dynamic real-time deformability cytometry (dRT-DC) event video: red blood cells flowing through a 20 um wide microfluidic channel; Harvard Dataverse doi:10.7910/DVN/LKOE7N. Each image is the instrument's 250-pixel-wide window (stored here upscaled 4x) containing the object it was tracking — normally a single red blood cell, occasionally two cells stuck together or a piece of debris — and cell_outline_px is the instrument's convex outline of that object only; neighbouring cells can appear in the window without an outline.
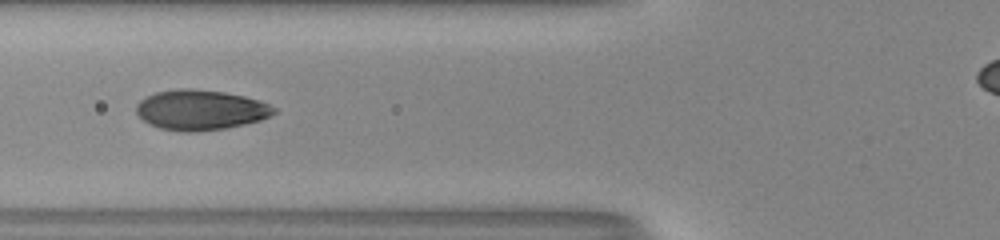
{"species": "human", "species_latin": "Homo sapiens", "temperature_condition": "room temperature", "stored_images_in_passage": 46, "camera_frame_rate_fps": 3000, "um_per_image_px": 0.085, "donor": {"sex": "male"}, "frame": {"image": 1, "passage_image": 22, "time_ms": 7.0, "image_size_px": [1000, 240], "cell_outline_px": [[276, 112], [260, 120], [244, 124], [224, 128], [196, 132], [180, 132], [160, 128], [148, 124], [136, 112], [136, 104], [140, 100], [156, 92], [180, 88], [188, 88], [224, 92], [244, 96], [260, 100], [276, 108]], "centroid_in_image_um": [17.03, 9.35], "position_along_channel_um": 108.8, "area_um2": 32.14}}
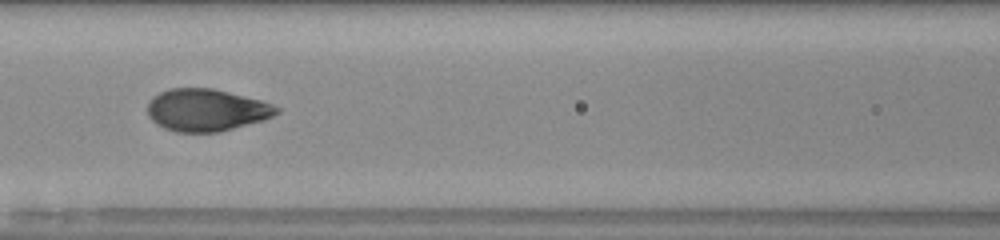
{"frame": {"image": 2, "passage_image": 25, "time_ms": 8.0, "image_size_px": [1000, 240], "cell_outline_px": [[280, 112], [264, 120], [216, 132], [176, 132], [164, 128], [156, 124], [148, 116], [148, 100], [152, 96], [168, 88], [212, 88], [260, 100], [272, 104], [280, 108]], "centroid_in_image_um": [17.51, 9.35], "position_along_channel_um": 149.1, "area_um2": 31.73}}
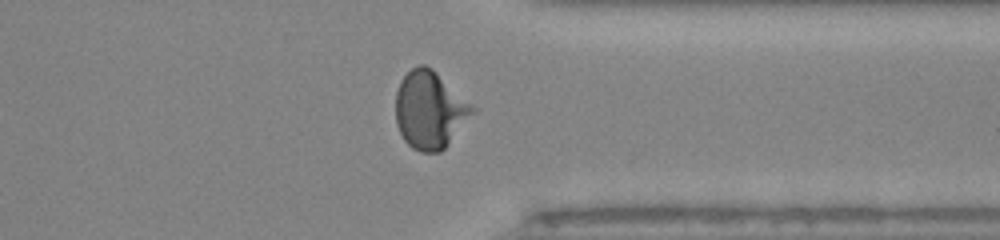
{"frame": {"image": 3, "passage_image": 42, "time_ms": 13.667, "image_size_px": [1000, 240], "cell_outline_px": [[476, 112], [448, 144], [440, 152], [420, 152], [412, 148], [404, 140], [396, 124], [396, 92], [400, 80], [412, 68], [420, 64], [424, 64], [432, 68], [472, 104], [476, 108]], "centroid_in_image_um": [36.54, 9.35], "position_along_channel_um": 374.9, "area_um2": 34.74}, "authors_computed_cell_mechanics": {"area_um2": 31.5588, "velocity_mm_per_s": 4.0263, "shape_relaxation_time_tau1_ms": 4.1284, "shape_relaxation_time_tau2_ms": null, "deformation_change_tau1": 0.2055, "deformation_change_tau2": null}}